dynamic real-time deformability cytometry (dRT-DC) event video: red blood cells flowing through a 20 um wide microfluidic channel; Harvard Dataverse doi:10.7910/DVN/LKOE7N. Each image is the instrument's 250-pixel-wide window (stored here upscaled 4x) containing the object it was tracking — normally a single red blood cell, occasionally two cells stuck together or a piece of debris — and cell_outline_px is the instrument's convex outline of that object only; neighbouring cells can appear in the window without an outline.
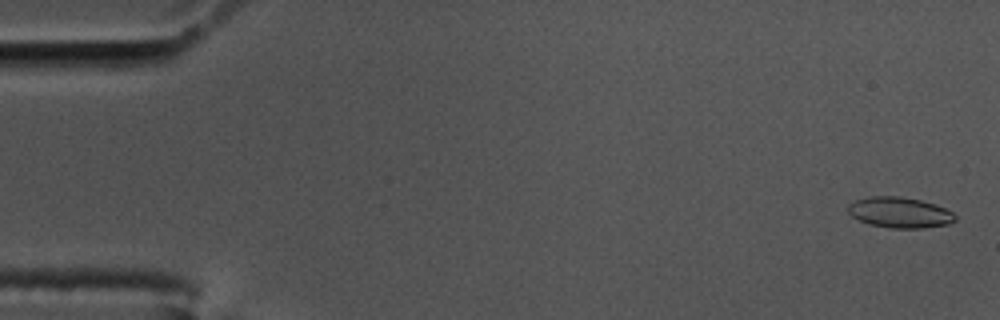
{"species": "common noctule bat (a hibernating species)", "species_latin": "Nyctalus noctula", "temperature_condition": "cold", "stored_images_in_passage": 59, "camera_frame_rate_fps": 3000, "um_per_image_px": 0.085, "animal": {"sex": "male", "body_mass_g": 17.5, "forearm_length_mm": 52.3}, "frame": {"image": 1, "passage_image": 2, "time_ms": 0.333, "image_size_px": [1000, 320], "cell_outline_px": [[956, 220], [948, 224], [924, 228], [888, 228], [872, 224], [860, 220], [852, 216], [848, 212], [848, 204], [856, 200], [872, 196], [900, 196], [920, 200], [936, 204], [952, 212], [956, 216]], "centroid_in_image_um": [76.49, 18.06], "position_along_channel_um": 8.5, "area_um2": 19.07}}
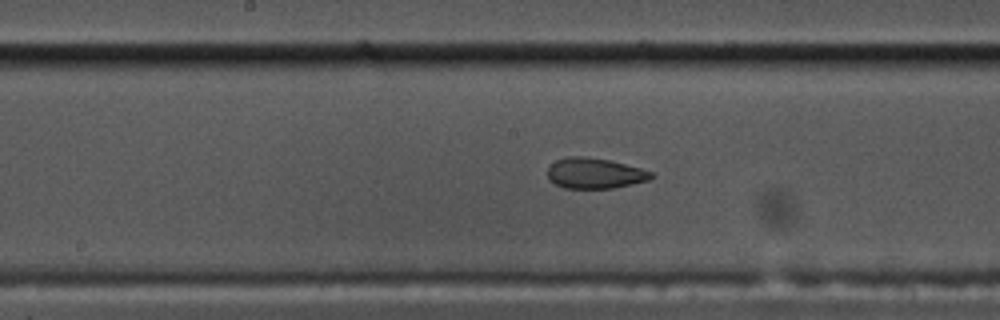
{"frame": {"image": 2, "passage_image": 30, "time_ms": 9.667, "image_size_px": [1000, 320], "cell_outline_px": [[656, 176], [648, 180], [632, 184], [612, 188], [564, 188], [548, 180], [548, 168], [556, 160], [568, 156], [584, 156], [608, 160], [640, 168], [652, 172]], "centroid_in_image_um": [50.54, 14.73], "position_along_channel_um": 197.7, "area_um2": 18.38}}
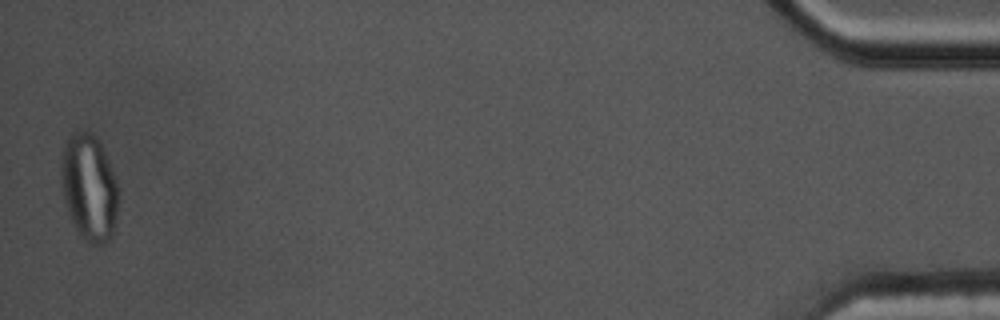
{"frame": {"image": 3, "passage_image": 58, "time_ms": 19.0, "image_size_px": [1000, 320], "cell_outline_px": [[116, 216], [112, 236], [104, 244], [92, 244], [84, 240], [80, 236], [72, 224], [64, 200], [60, 180], [60, 164], [64, 148], [68, 140], [76, 132], [92, 132], [96, 136], [104, 152], [112, 172], [116, 184]], "centroid_in_image_um": [7.53, 15.99], "position_along_channel_um": 427.7, "area_um2": 34.97}, "authors_computed_cell_mechanics": {"area_um2": 19.4786, "velocity_mm_per_s": 3.4505, "shape_relaxation_time_tau1_ms": null, "shape_relaxation_time_tau2_ms": 1.8386, "deformation_change_tau1": null, "deformation_change_tau2": 0.0828}}